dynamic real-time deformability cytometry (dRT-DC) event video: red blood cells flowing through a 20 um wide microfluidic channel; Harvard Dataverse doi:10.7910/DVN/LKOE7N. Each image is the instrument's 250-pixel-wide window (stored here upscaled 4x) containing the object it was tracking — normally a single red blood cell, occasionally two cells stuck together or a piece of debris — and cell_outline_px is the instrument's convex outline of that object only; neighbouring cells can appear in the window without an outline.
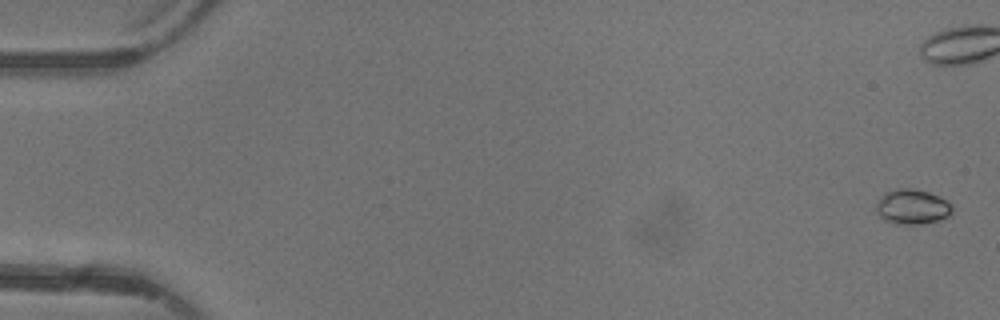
{"species": "common noctule bat (a hibernating species)", "species_latin": "Nyctalus noctula", "temperature_condition": "warm", "stored_images_in_passage": 4, "camera_frame_rate_fps": 3000, "um_per_image_px": 0.085, "animal": {"sex": "female"}, "frame": {"image": 1, "passage_image": 4, "time_ms": 5.0, "image_size_px": [1000, 320], "cell_outline_px": [[952, 216], [924, 224], [896, 224], [884, 220], [876, 212], [876, 204], [880, 196], [884, 192], [896, 188], [908, 188], [928, 192], [952, 204]], "centroid_in_image_um": [77.52, 17.59], "position_along_channel_um": 7.5, "area_um2": 15.61}}